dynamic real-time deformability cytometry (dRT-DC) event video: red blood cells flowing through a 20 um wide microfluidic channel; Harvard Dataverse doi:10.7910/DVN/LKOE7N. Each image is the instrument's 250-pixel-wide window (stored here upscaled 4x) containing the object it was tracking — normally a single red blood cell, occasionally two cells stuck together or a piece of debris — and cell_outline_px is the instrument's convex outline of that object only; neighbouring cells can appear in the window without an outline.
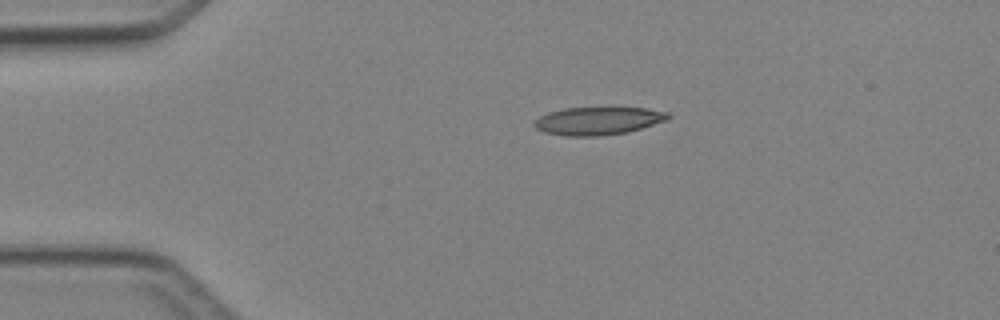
{"species": "Egyptian fruit bat (a non-hibernating species)", "species_latin": "Rousettus aegyptiacus", "temperature_condition": "cold", "stored_images_in_passage": 2, "camera_frame_rate_fps": 3000, "um_per_image_px": 0.085, "animal": {"sex": "female"}, "frame": {"image": 1, "passage_image": 1, "time_ms": 0.0, "image_size_px": [1000, 320], "cell_outline_px": [[672, 116], [668, 120], [628, 132], [600, 136], [568, 136], [544, 132], [536, 128], [532, 124], [540, 116], [548, 112], [564, 108], [644, 108], [668, 112]], "centroid_in_image_um": [50.85, 10.27], "position_along_channel_um": 34.2, "area_um2": 21.73}}